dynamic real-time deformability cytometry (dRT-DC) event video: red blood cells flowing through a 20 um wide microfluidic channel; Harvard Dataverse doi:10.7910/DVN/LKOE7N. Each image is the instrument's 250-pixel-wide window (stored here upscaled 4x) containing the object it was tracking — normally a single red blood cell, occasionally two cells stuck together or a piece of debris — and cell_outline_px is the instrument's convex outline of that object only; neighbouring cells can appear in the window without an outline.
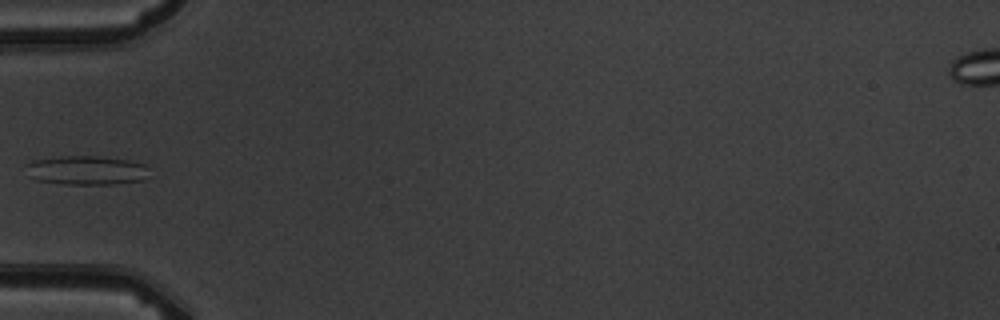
{"species": "common noctule bat (a hibernating species)", "species_latin": "Nyctalus noctula", "temperature_condition": "warm", "stored_images_in_passage": 4, "camera_frame_rate_fps": 3000, "um_per_image_px": 0.085, "animal": {"sex": "male", "body_mass_g": 19.5, "forearm_length_mm": 54.6}, "frame": {"image": 1, "passage_image": 2, "time_ms": 1.333, "image_size_px": [1000, 320], "cell_outline_px": [[156, 176], [144, 180], [112, 184], [64, 184], [36, 180], [28, 176], [28, 164], [32, 160], [60, 156], [100, 156], [128, 160], [144, 164]], "centroid_in_image_um": [7.45, 14.48], "position_along_channel_um": 77.5, "area_um2": 21.27}}
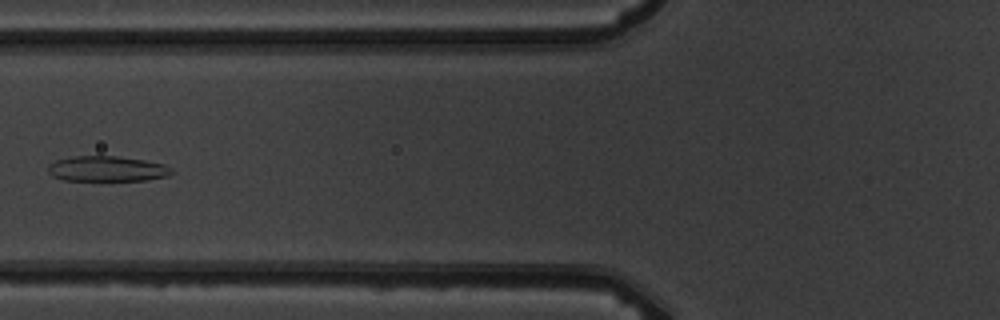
{"frame": {"image": 2, "passage_image": 3, "time_ms": 2.333, "image_size_px": [1000, 320], "cell_outline_px": [[176, 172], [168, 176], [148, 180], [64, 180], [52, 176], [48, 172], [48, 164], [56, 160], [72, 156], [116, 156], [144, 160], [164, 164], [172, 168]], "centroid_in_image_um": [9.12, 14.34], "position_along_channel_um": 116.7, "area_um2": 18.38}}